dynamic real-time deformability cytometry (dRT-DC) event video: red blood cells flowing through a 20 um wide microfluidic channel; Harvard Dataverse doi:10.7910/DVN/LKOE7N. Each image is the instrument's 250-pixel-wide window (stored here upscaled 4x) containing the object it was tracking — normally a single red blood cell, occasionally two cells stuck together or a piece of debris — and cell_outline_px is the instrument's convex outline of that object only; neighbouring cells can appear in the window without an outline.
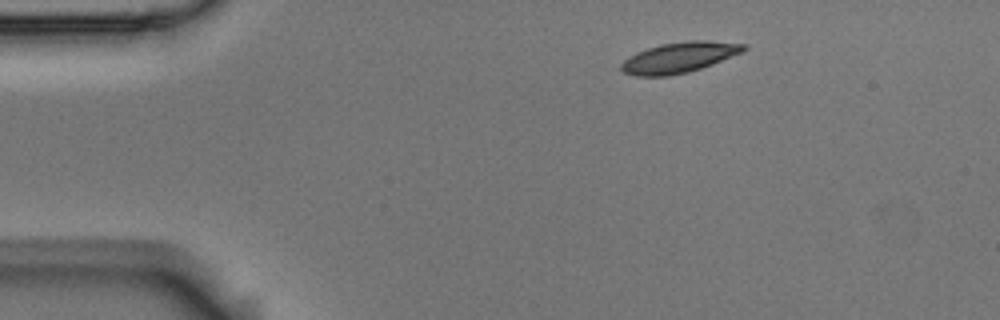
{"species": "Egyptian fruit bat (a non-hibernating species)", "species_latin": "Rousettus aegyptiacus", "temperature_condition": "room temperature", "stored_images_in_passage": 3, "camera_frame_rate_fps": 3000, "um_per_image_px": 0.085, "animal": {"sex": "male"}, "frame": {"image": 1, "passage_image": 1, "time_ms": 0.0, "image_size_px": [1000, 320], "cell_outline_px": [[748, 48], [744, 52], [712, 64], [688, 72], [668, 76], [636, 76], [624, 72], [620, 68], [620, 64], [628, 56], [636, 52], [660, 44], [692, 40], [704, 40], [748, 44]], "centroid_in_image_um": [57.75, 4.88], "position_along_channel_um": 27.3, "area_um2": 21.91}}